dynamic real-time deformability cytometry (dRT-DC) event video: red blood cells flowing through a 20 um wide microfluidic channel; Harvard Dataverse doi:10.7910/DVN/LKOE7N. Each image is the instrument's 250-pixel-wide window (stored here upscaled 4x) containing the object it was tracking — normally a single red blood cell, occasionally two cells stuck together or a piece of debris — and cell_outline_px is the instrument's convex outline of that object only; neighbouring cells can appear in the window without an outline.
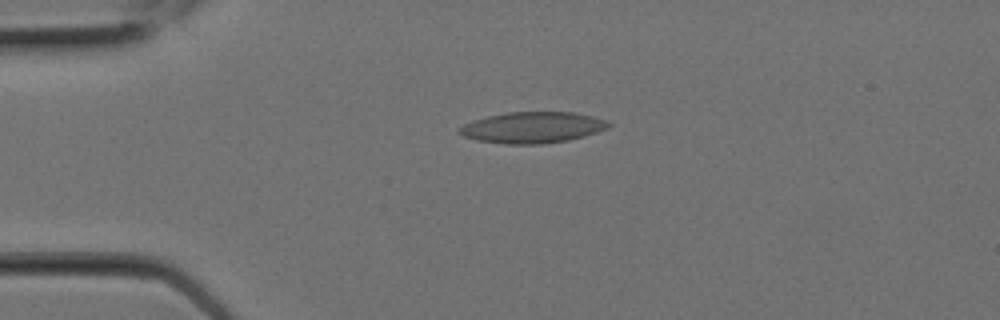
{"species": "Egyptian fruit bat (a non-hibernating species)", "species_latin": "Rousettus aegyptiacus", "temperature_condition": "room temperature", "stored_images_in_passage": 4, "camera_frame_rate_fps": 3000, "um_per_image_px": 0.085, "animal": {"sex": "female"}, "frame": {"image": 1, "passage_image": 3, "time_ms": 0.667, "image_size_px": [1000, 320], "cell_outline_px": [[612, 124], [608, 128], [584, 136], [568, 140], [540, 144], [504, 144], [476, 140], [464, 136], [456, 132], [464, 124], [472, 120], [488, 116], [508, 112], [576, 112], [608, 120]], "centroid_in_image_um": [45.27, 10.83], "position_along_channel_um": 39.7, "area_um2": 27.17}}